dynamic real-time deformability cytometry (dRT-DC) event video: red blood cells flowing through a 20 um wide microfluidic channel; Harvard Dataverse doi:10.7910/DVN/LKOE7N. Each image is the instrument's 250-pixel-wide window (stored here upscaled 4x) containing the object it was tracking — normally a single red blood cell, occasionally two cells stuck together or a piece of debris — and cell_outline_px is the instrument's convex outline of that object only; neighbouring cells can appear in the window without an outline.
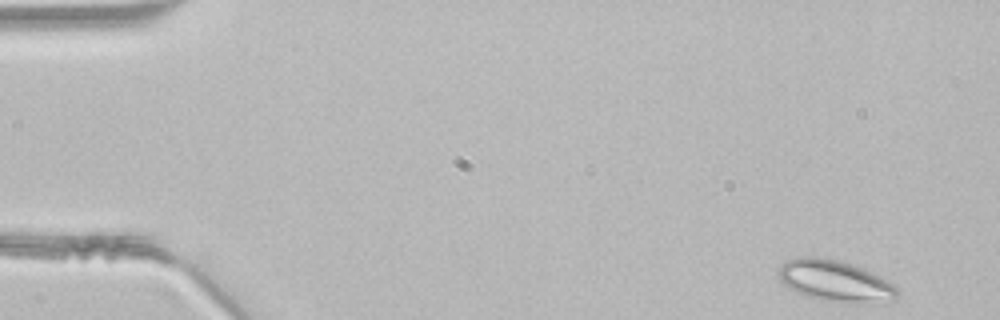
{"species": "common noctule bat (a hibernating species)", "species_latin": "Nyctalus noctula", "temperature_condition": "room temperature", "stored_images_in_passage": 45, "segment_of_instrument_passage": [1, 2], "camera_frame_rate_fps": 3000, "um_per_image_px": 0.085, "animal": {"sex": "male", "body_mass_g": 21.5, "forearm_length_mm": 52.0}, "frame": {"image": 1, "passage_image": 1, "time_ms": 0.0, "image_size_px": [1000, 320], "cell_outline_px": [[900, 296], [896, 300], [856, 304], [848, 304], [808, 296], [796, 292], [788, 288], [776, 276], [776, 268], [780, 264], [788, 260], [800, 256], [816, 256], [836, 260], [864, 268], [896, 284], [900, 292]], "centroid_in_image_um": [71.01, 23.88], "position_along_channel_um": 14.0, "area_um2": 29.25}}
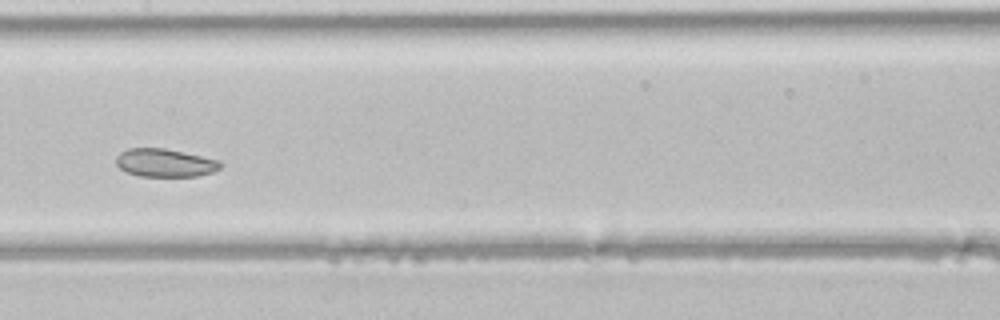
{"frame": {"image": 2, "passage_image": 22, "time_ms": 7.0, "image_size_px": [1000, 320], "cell_outline_px": [[224, 164], [220, 168], [212, 172], [196, 176], [140, 176], [128, 172], [120, 168], [116, 164], [116, 156], [120, 152], [128, 148], [164, 148], [184, 152], [220, 160]], "centroid_in_image_um": [14.04, 13.83], "position_along_channel_um": 193.4, "area_um2": 17.11}}
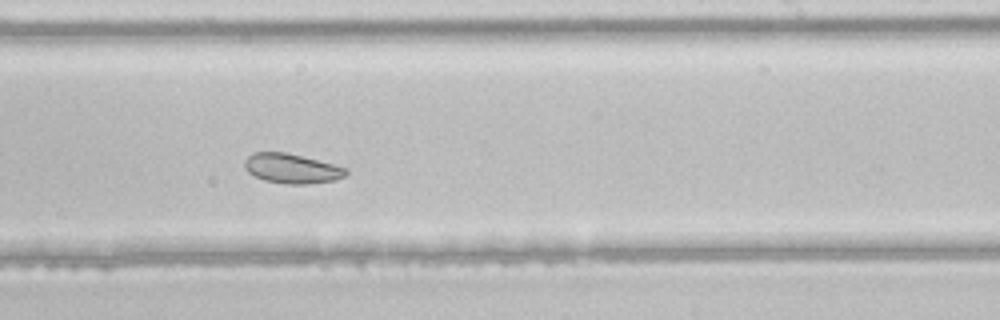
{"frame": {"image": 3, "passage_image": 27, "time_ms": 8.667, "image_size_px": [1000, 320], "cell_outline_px": [[348, 172], [344, 176], [336, 180], [308, 184], [284, 184], [264, 180], [248, 172], [244, 168], [244, 160], [252, 152], [284, 152], [348, 168]], "centroid_in_image_um": [24.78, 14.33], "position_along_channel_um": 264.2, "area_um2": 17.46}}